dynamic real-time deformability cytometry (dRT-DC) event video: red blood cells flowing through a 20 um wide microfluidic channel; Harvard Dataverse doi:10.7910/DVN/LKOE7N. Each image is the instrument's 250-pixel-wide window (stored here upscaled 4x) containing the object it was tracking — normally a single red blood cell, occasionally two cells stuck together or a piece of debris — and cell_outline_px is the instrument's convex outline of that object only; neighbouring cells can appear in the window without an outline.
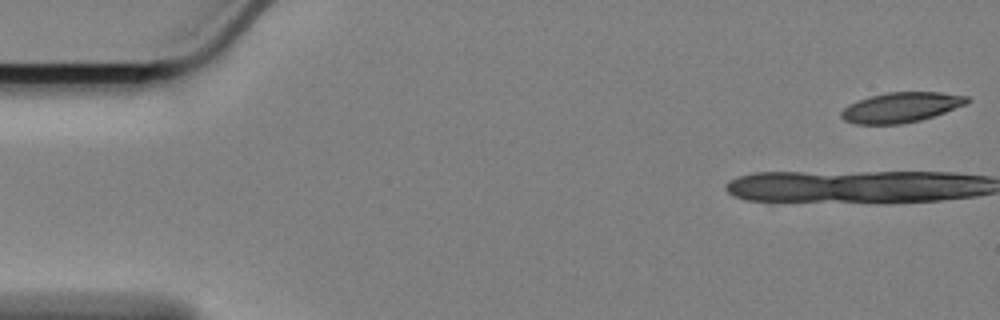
{"species": "Egyptian fruit bat (a non-hibernating species)", "species_latin": "Rousettus aegyptiacus", "temperature_condition": "cold", "stored_images_in_passage": 9, "camera_frame_rate_fps": 3000, "um_per_image_px": 0.085, "animal": {"sex": "female"}, "frame": {"image": 1, "passage_image": 1, "time_ms": 0.0, "image_size_px": [1000, 320], "cell_outline_px": [[968, 100], [964, 104], [944, 112], [920, 120], [900, 124], [856, 124], [844, 120], [840, 116], [840, 112], [848, 104], [872, 96], [888, 92], [940, 92], [968, 96]], "centroid_in_image_um": [76.54, 9.13], "position_along_channel_um": 8.5, "area_um2": 21.68}}